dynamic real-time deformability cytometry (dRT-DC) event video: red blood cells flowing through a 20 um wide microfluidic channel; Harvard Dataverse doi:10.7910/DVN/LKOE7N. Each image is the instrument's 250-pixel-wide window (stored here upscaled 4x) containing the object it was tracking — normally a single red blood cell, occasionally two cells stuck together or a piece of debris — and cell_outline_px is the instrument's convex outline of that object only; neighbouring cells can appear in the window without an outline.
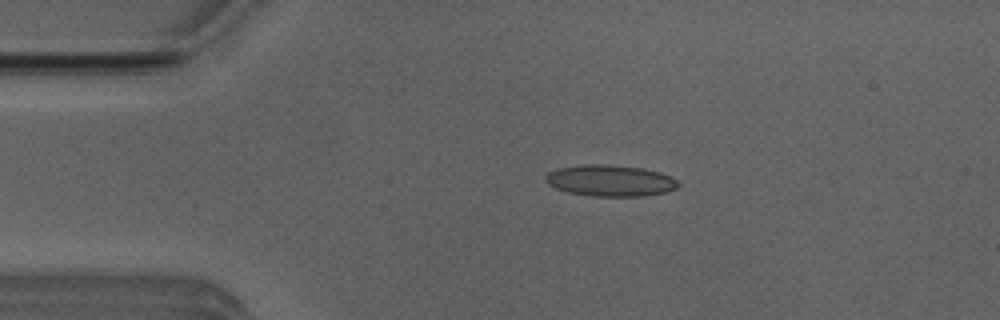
{"species": "Egyptian fruit bat (a non-hibernating species)", "species_latin": "Rousettus aegyptiacus", "temperature_condition": "room temperature", "stored_images_in_passage": 4, "camera_frame_rate_fps": 3000, "um_per_image_px": 0.085, "animal": {"sex": "male"}, "frame": {"image": 1, "passage_image": 3, "time_ms": 2.333, "image_size_px": [1000, 320], "cell_outline_px": [[680, 184], [676, 188], [664, 192], [644, 196], [592, 196], [568, 192], [556, 188], [548, 184], [544, 180], [544, 176], [548, 172], [560, 168], [584, 164], [604, 164], [640, 168], [660, 172], [676, 180]], "centroid_in_image_um": [51.83, 15.35], "position_along_channel_um": 33.2, "area_um2": 24.04}}